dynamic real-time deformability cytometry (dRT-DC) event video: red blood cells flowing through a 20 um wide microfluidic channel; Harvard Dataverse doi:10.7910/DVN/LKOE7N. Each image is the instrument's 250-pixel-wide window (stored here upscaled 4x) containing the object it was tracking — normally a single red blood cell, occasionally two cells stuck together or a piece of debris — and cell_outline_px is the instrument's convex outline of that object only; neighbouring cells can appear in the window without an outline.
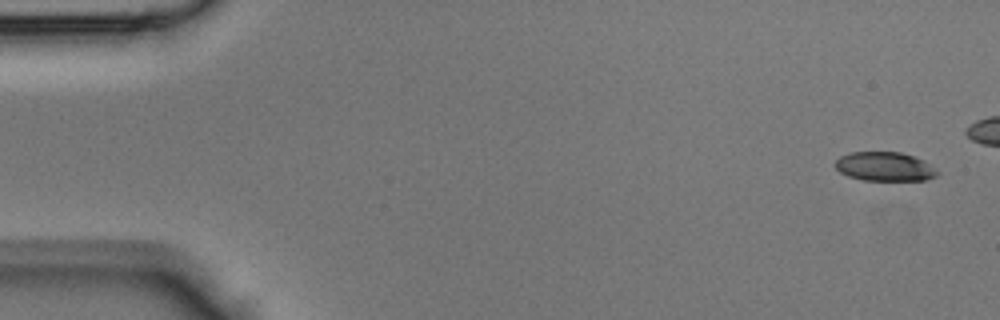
{"species": "Egyptian fruit bat (a non-hibernating species)", "species_latin": "Rousettus aegyptiacus", "temperature_condition": "room temperature", "stored_images_in_passage": 36, "camera_frame_rate_fps": 3000, "um_per_image_px": 0.085, "animal": {"sex": "male"}, "frame": {"image": 1, "passage_image": 1, "time_ms": 0.0, "image_size_px": [1000, 320], "cell_outline_px": [[936, 176], [924, 180], [864, 180], [848, 176], [840, 172], [836, 168], [836, 160], [840, 156], [852, 152], [900, 152], [924, 160], [936, 172]], "centroid_in_image_um": [75.15, 14.15], "position_along_channel_um": 9.8, "area_um2": 16.94}}
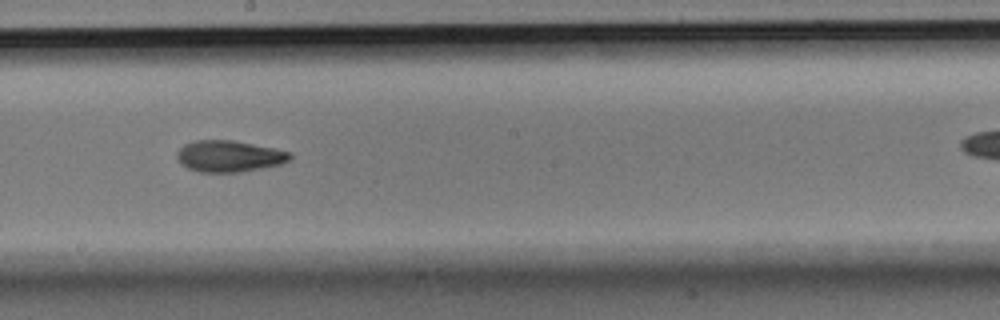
{"frame": {"image": 2, "passage_image": 24, "time_ms": 7.667, "image_size_px": [1000, 320], "cell_outline_px": [[292, 156], [288, 160], [280, 164], [240, 172], [200, 172], [188, 168], [180, 164], [176, 156], [176, 152], [184, 144], [196, 140], [232, 140], [276, 148], [292, 152]], "centroid_in_image_um": [19.46, 13.27], "position_along_channel_um": 228.7, "area_um2": 20.75}}
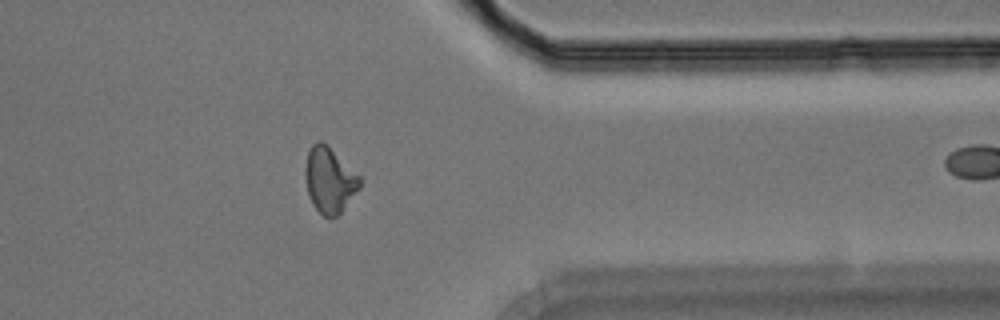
{"frame": {"image": 3, "passage_image": 35, "time_ms": 11.333, "image_size_px": [1000, 320], "cell_outline_px": [[360, 188], [340, 212], [332, 220], [324, 216], [312, 204], [308, 196], [304, 176], [304, 168], [308, 152], [312, 144], [320, 140], [328, 144], [360, 176]], "centroid_in_image_um": [27.98, 15.29], "position_along_channel_um": 383.4, "area_um2": 21.04}}